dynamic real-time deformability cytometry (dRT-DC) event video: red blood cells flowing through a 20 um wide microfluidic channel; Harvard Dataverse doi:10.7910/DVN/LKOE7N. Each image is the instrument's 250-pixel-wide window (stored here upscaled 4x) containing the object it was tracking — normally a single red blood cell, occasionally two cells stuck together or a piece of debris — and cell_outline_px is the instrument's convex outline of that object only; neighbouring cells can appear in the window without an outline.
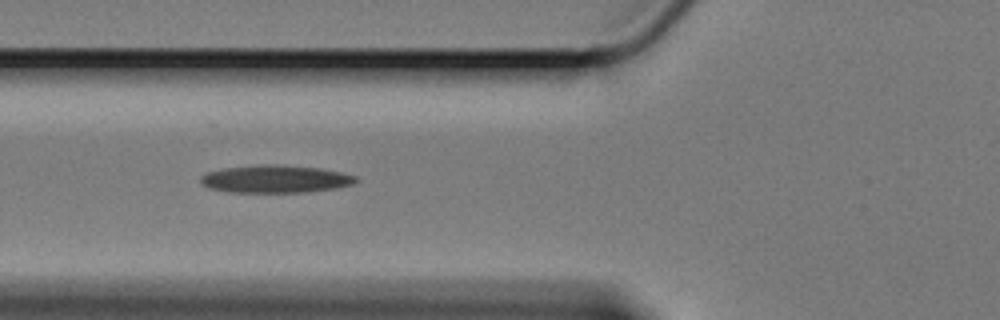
{"species": "Egyptian fruit bat (a non-hibernating species)", "species_latin": "Rousettus aegyptiacus", "temperature_condition": "cold", "stored_images_in_passage": 14, "camera_frame_rate_fps": 3000, "um_per_image_px": 0.085, "animal": {"sex": "female"}, "frame": {"image": 1, "passage_image": 7, "time_ms": 2.0, "image_size_px": [1000, 320], "cell_outline_px": [[360, 180], [352, 184], [336, 188], [308, 192], [228, 192], [208, 188], [200, 184], [200, 176], [208, 172], [224, 168], [260, 164], [276, 164], [320, 168], [340, 172], [356, 176]], "centroid_in_image_um": [23.39, 15.21], "position_along_channel_um": 102.4, "area_um2": 25.2}}
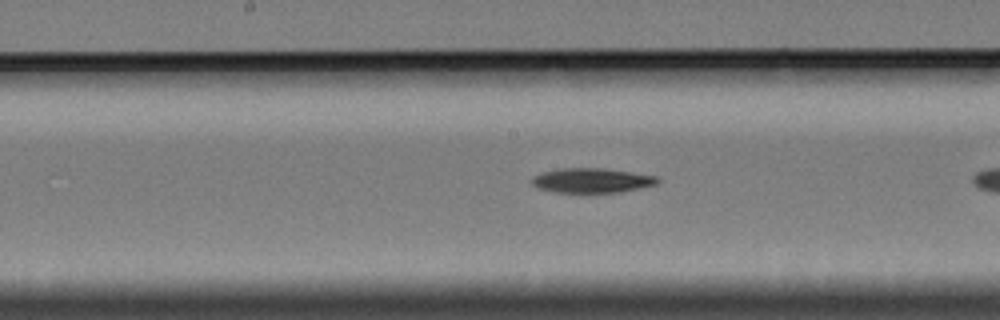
{"frame": {"image": 2, "passage_image": 12, "time_ms": 3.667, "image_size_px": [1000, 320], "cell_outline_px": [[660, 180], [656, 184], [640, 188], [620, 192], [552, 192], [536, 188], [532, 184], [532, 176], [544, 172], [560, 168], [604, 168], [660, 176]], "centroid_in_image_um": [50.31, 15.33], "position_along_channel_um": 197.9, "area_um2": 18.15}}